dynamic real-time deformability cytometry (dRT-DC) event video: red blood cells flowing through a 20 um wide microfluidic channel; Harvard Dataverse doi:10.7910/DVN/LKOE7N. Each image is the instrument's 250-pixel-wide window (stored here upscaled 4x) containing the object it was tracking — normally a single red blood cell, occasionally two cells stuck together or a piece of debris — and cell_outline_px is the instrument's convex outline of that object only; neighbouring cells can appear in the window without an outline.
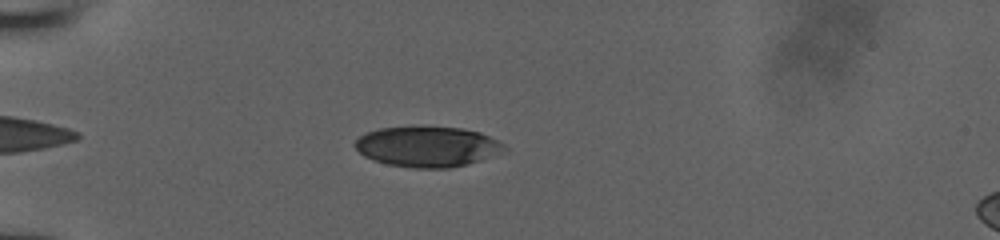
{"species": "human", "species_latin": "Homo sapiens", "temperature_condition": "room temperature", "stored_images_in_passage": 36, "camera_frame_rate_fps": 3000, "um_per_image_px": 0.085, "donor": {"sex": "male"}, "frame": {"image": 1, "passage_image": 5, "time_ms": 1.333, "image_size_px": [1000, 240], "cell_outline_px": [[508, 148], [504, 152], [468, 164], [448, 168], [412, 168], [388, 164], [372, 160], [364, 156], [352, 144], [364, 132], [380, 128], [464, 128], [480, 132], [504, 144]], "centroid_in_image_um": [36.33, 12.48], "position_along_channel_um": 48.7, "area_um2": 34.91}}
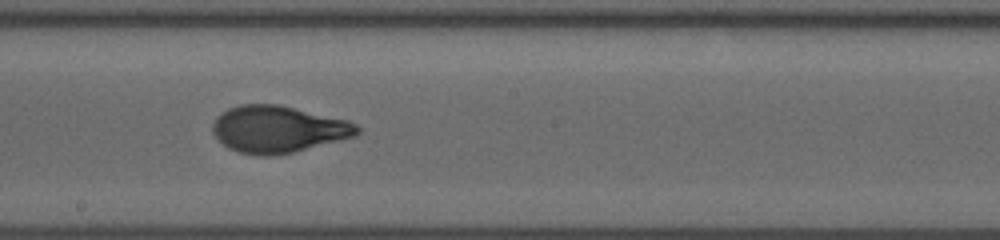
{"frame": {"image": 2, "passage_image": 20, "time_ms": 6.333, "image_size_px": [1000, 240], "cell_outline_px": [[360, 132], [356, 136], [292, 152], [272, 156], [260, 156], [240, 152], [228, 148], [212, 132], [212, 124], [216, 116], [220, 112], [228, 108], [240, 104], [276, 104], [348, 120], [356, 124], [360, 128]], "centroid_in_image_um": [23.62, 10.98], "position_along_channel_um": 224.6, "area_um2": 39.36}}
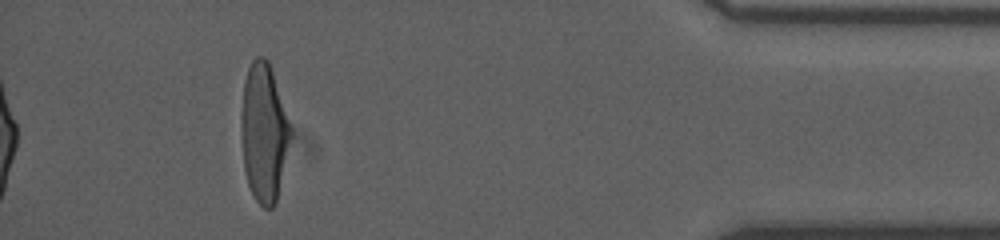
{"frame": {"image": 3, "passage_image": 36, "time_ms": 11.667, "image_size_px": [1000, 240], "cell_outline_px": [[292, 132], [276, 204], [272, 208], [264, 208], [256, 200], [248, 184], [244, 168], [240, 132], [240, 116], [244, 80], [248, 68], [252, 60], [256, 56], [264, 56], [268, 60], [292, 128]], "centroid_in_image_um": [22.42, 11.26], "position_along_channel_um": 412.8, "area_um2": 40.0}}